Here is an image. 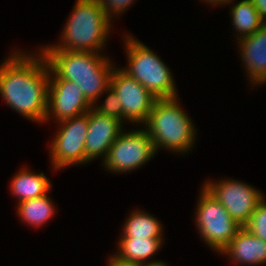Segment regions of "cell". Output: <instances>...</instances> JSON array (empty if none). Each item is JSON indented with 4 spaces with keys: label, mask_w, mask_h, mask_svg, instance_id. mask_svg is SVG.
I'll return each instance as SVG.
<instances>
[{
    "label": "cell",
    "mask_w": 266,
    "mask_h": 266,
    "mask_svg": "<svg viewBox=\"0 0 266 266\" xmlns=\"http://www.w3.org/2000/svg\"><path fill=\"white\" fill-rule=\"evenodd\" d=\"M14 52L0 65V94L22 116L43 124L48 107L49 64L41 51L35 55Z\"/></svg>",
    "instance_id": "6da1fadb"
},
{
    "label": "cell",
    "mask_w": 266,
    "mask_h": 266,
    "mask_svg": "<svg viewBox=\"0 0 266 266\" xmlns=\"http://www.w3.org/2000/svg\"><path fill=\"white\" fill-rule=\"evenodd\" d=\"M40 51L49 67L61 79L75 82L92 106L110 86L114 64L108 57L95 52L54 50L50 45Z\"/></svg>",
    "instance_id": "7a4b0ae2"
},
{
    "label": "cell",
    "mask_w": 266,
    "mask_h": 266,
    "mask_svg": "<svg viewBox=\"0 0 266 266\" xmlns=\"http://www.w3.org/2000/svg\"><path fill=\"white\" fill-rule=\"evenodd\" d=\"M98 0H77L54 50L100 52L110 35L111 23Z\"/></svg>",
    "instance_id": "3957f363"
},
{
    "label": "cell",
    "mask_w": 266,
    "mask_h": 266,
    "mask_svg": "<svg viewBox=\"0 0 266 266\" xmlns=\"http://www.w3.org/2000/svg\"><path fill=\"white\" fill-rule=\"evenodd\" d=\"M178 99H157L144 123L156 153L161 147L178 154L193 148L196 130Z\"/></svg>",
    "instance_id": "277c9868"
},
{
    "label": "cell",
    "mask_w": 266,
    "mask_h": 266,
    "mask_svg": "<svg viewBox=\"0 0 266 266\" xmlns=\"http://www.w3.org/2000/svg\"><path fill=\"white\" fill-rule=\"evenodd\" d=\"M127 68H121L136 79L157 99L177 98L175 82L171 70L154 51L131 37L124 36Z\"/></svg>",
    "instance_id": "5b68a950"
},
{
    "label": "cell",
    "mask_w": 266,
    "mask_h": 266,
    "mask_svg": "<svg viewBox=\"0 0 266 266\" xmlns=\"http://www.w3.org/2000/svg\"><path fill=\"white\" fill-rule=\"evenodd\" d=\"M195 210L200 237L216 252L220 253L242 228L203 186Z\"/></svg>",
    "instance_id": "8992f818"
},
{
    "label": "cell",
    "mask_w": 266,
    "mask_h": 266,
    "mask_svg": "<svg viewBox=\"0 0 266 266\" xmlns=\"http://www.w3.org/2000/svg\"><path fill=\"white\" fill-rule=\"evenodd\" d=\"M156 154L151 137L143 129L125 130L115 139L103 161L111 173H124L143 166Z\"/></svg>",
    "instance_id": "52a82bcc"
},
{
    "label": "cell",
    "mask_w": 266,
    "mask_h": 266,
    "mask_svg": "<svg viewBox=\"0 0 266 266\" xmlns=\"http://www.w3.org/2000/svg\"><path fill=\"white\" fill-rule=\"evenodd\" d=\"M58 132L50 145V159L55 169L85 164V140L88 131V112L58 122Z\"/></svg>",
    "instance_id": "ba28073f"
},
{
    "label": "cell",
    "mask_w": 266,
    "mask_h": 266,
    "mask_svg": "<svg viewBox=\"0 0 266 266\" xmlns=\"http://www.w3.org/2000/svg\"><path fill=\"white\" fill-rule=\"evenodd\" d=\"M202 186L223 205L241 227L248 222L257 203L264 197L254 186L234 179H222L217 183L209 180Z\"/></svg>",
    "instance_id": "9c48e42d"
},
{
    "label": "cell",
    "mask_w": 266,
    "mask_h": 266,
    "mask_svg": "<svg viewBox=\"0 0 266 266\" xmlns=\"http://www.w3.org/2000/svg\"><path fill=\"white\" fill-rule=\"evenodd\" d=\"M110 86L122 104L123 121L144 124L157 98L136 79L116 66L110 77Z\"/></svg>",
    "instance_id": "30bf717a"
},
{
    "label": "cell",
    "mask_w": 266,
    "mask_h": 266,
    "mask_svg": "<svg viewBox=\"0 0 266 266\" xmlns=\"http://www.w3.org/2000/svg\"><path fill=\"white\" fill-rule=\"evenodd\" d=\"M49 75L48 107L45 122L51 117H55L57 122L77 117L87 113L92 108L75 82L61 79L51 68Z\"/></svg>",
    "instance_id": "8fae6325"
},
{
    "label": "cell",
    "mask_w": 266,
    "mask_h": 266,
    "mask_svg": "<svg viewBox=\"0 0 266 266\" xmlns=\"http://www.w3.org/2000/svg\"><path fill=\"white\" fill-rule=\"evenodd\" d=\"M124 122L100 114L93 108L88 111V131L85 140V163L102 155L105 160L115 139L123 131Z\"/></svg>",
    "instance_id": "7c38bea8"
},
{
    "label": "cell",
    "mask_w": 266,
    "mask_h": 266,
    "mask_svg": "<svg viewBox=\"0 0 266 266\" xmlns=\"http://www.w3.org/2000/svg\"><path fill=\"white\" fill-rule=\"evenodd\" d=\"M237 42L250 83L258 86L266 76V23L251 36Z\"/></svg>",
    "instance_id": "4fadbf2b"
},
{
    "label": "cell",
    "mask_w": 266,
    "mask_h": 266,
    "mask_svg": "<svg viewBox=\"0 0 266 266\" xmlns=\"http://www.w3.org/2000/svg\"><path fill=\"white\" fill-rule=\"evenodd\" d=\"M220 254L241 265L266 264V242L242 227Z\"/></svg>",
    "instance_id": "5bb4252c"
},
{
    "label": "cell",
    "mask_w": 266,
    "mask_h": 266,
    "mask_svg": "<svg viewBox=\"0 0 266 266\" xmlns=\"http://www.w3.org/2000/svg\"><path fill=\"white\" fill-rule=\"evenodd\" d=\"M26 169L22 168L18 171L10 182L11 193L19 199L18 203L46 195L52 188L50 179L43 172L36 174Z\"/></svg>",
    "instance_id": "9a60e30c"
},
{
    "label": "cell",
    "mask_w": 266,
    "mask_h": 266,
    "mask_svg": "<svg viewBox=\"0 0 266 266\" xmlns=\"http://www.w3.org/2000/svg\"><path fill=\"white\" fill-rule=\"evenodd\" d=\"M118 251L114 254L117 258L134 263L151 262V256L157 253L164 241L163 238H120ZM163 241V242H162Z\"/></svg>",
    "instance_id": "2e32d148"
},
{
    "label": "cell",
    "mask_w": 266,
    "mask_h": 266,
    "mask_svg": "<svg viewBox=\"0 0 266 266\" xmlns=\"http://www.w3.org/2000/svg\"><path fill=\"white\" fill-rule=\"evenodd\" d=\"M122 230L121 238H163L164 232L157 218L140 210L132 212L126 218Z\"/></svg>",
    "instance_id": "e0dca14e"
},
{
    "label": "cell",
    "mask_w": 266,
    "mask_h": 266,
    "mask_svg": "<svg viewBox=\"0 0 266 266\" xmlns=\"http://www.w3.org/2000/svg\"><path fill=\"white\" fill-rule=\"evenodd\" d=\"M233 4L230 13L232 25L239 33H237V40L251 36L265 24L250 0H240V2L237 1L236 4Z\"/></svg>",
    "instance_id": "ac0fdd59"
},
{
    "label": "cell",
    "mask_w": 266,
    "mask_h": 266,
    "mask_svg": "<svg viewBox=\"0 0 266 266\" xmlns=\"http://www.w3.org/2000/svg\"><path fill=\"white\" fill-rule=\"evenodd\" d=\"M56 207L48 194L18 203L17 212L25 224L41 227L52 218Z\"/></svg>",
    "instance_id": "d6986e66"
},
{
    "label": "cell",
    "mask_w": 266,
    "mask_h": 266,
    "mask_svg": "<svg viewBox=\"0 0 266 266\" xmlns=\"http://www.w3.org/2000/svg\"><path fill=\"white\" fill-rule=\"evenodd\" d=\"M244 228L266 242V201L264 197L257 203Z\"/></svg>",
    "instance_id": "ffe728a7"
},
{
    "label": "cell",
    "mask_w": 266,
    "mask_h": 266,
    "mask_svg": "<svg viewBox=\"0 0 266 266\" xmlns=\"http://www.w3.org/2000/svg\"><path fill=\"white\" fill-rule=\"evenodd\" d=\"M105 93H108V96L106 97L104 103L100 106L93 105L92 108L102 115L114 117L123 122V107L116 92L111 86H109Z\"/></svg>",
    "instance_id": "44dd1931"
},
{
    "label": "cell",
    "mask_w": 266,
    "mask_h": 266,
    "mask_svg": "<svg viewBox=\"0 0 266 266\" xmlns=\"http://www.w3.org/2000/svg\"><path fill=\"white\" fill-rule=\"evenodd\" d=\"M100 5L106 11L107 16L113 19L114 16L121 15L134 0H98ZM115 14V15H114Z\"/></svg>",
    "instance_id": "7402d4cb"
},
{
    "label": "cell",
    "mask_w": 266,
    "mask_h": 266,
    "mask_svg": "<svg viewBox=\"0 0 266 266\" xmlns=\"http://www.w3.org/2000/svg\"><path fill=\"white\" fill-rule=\"evenodd\" d=\"M107 266H142L141 263H134L130 261H124L117 258L114 254L109 257Z\"/></svg>",
    "instance_id": "603a6c76"
},
{
    "label": "cell",
    "mask_w": 266,
    "mask_h": 266,
    "mask_svg": "<svg viewBox=\"0 0 266 266\" xmlns=\"http://www.w3.org/2000/svg\"><path fill=\"white\" fill-rule=\"evenodd\" d=\"M255 6L260 18L266 23V0H250Z\"/></svg>",
    "instance_id": "cb8c5ba5"
},
{
    "label": "cell",
    "mask_w": 266,
    "mask_h": 266,
    "mask_svg": "<svg viewBox=\"0 0 266 266\" xmlns=\"http://www.w3.org/2000/svg\"><path fill=\"white\" fill-rule=\"evenodd\" d=\"M203 1V0H202ZM206 2V4H212L213 6H215L217 4L218 5H223L224 4H230L231 5V2L233 3L234 0H204Z\"/></svg>",
    "instance_id": "d4e9b609"
},
{
    "label": "cell",
    "mask_w": 266,
    "mask_h": 266,
    "mask_svg": "<svg viewBox=\"0 0 266 266\" xmlns=\"http://www.w3.org/2000/svg\"><path fill=\"white\" fill-rule=\"evenodd\" d=\"M142 266H167V263L165 264L163 261H151V262H147V263H143Z\"/></svg>",
    "instance_id": "484cf974"
},
{
    "label": "cell",
    "mask_w": 266,
    "mask_h": 266,
    "mask_svg": "<svg viewBox=\"0 0 266 266\" xmlns=\"http://www.w3.org/2000/svg\"><path fill=\"white\" fill-rule=\"evenodd\" d=\"M261 84H266V76L263 78V80L259 83V85Z\"/></svg>",
    "instance_id": "4316f807"
}]
</instances>
